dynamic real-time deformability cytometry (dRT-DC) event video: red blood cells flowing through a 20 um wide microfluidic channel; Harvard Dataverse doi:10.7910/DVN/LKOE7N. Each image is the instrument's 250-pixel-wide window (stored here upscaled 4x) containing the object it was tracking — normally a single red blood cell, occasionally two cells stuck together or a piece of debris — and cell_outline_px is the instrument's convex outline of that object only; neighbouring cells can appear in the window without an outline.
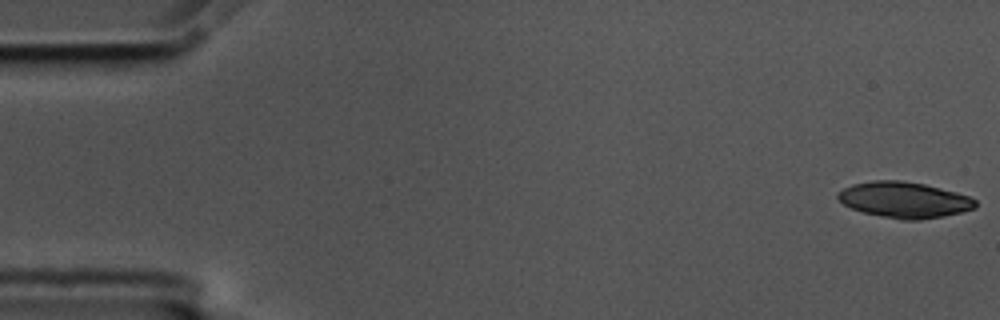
{"species": "common noctule bat (a hibernating species)", "species_latin": "Nyctalus noctula", "temperature_condition": "cold", "stored_images_in_passage": 56, "segment_of_instrument_passage": [1, 2], "camera_frame_rate_fps": 3000, "um_per_image_px": 0.085, "animal": {"sex": "male", "body_mass_g": 17.5, "forearm_length_mm": 52.3}, "frame": {"image": 1, "passage_image": 1, "time_ms": 0.0, "image_size_px": [1000, 320], "cell_outline_px": [[976, 208], [944, 216], [920, 220], [904, 220], [864, 212], [852, 208], [844, 204], [836, 196], [844, 188], [852, 184], [872, 180], [900, 180], [924, 184], [956, 192], [968, 196], [976, 200]], "centroid_in_image_um": [76.88, 16.98], "position_along_channel_um": 8.1, "area_um2": 28.5}}